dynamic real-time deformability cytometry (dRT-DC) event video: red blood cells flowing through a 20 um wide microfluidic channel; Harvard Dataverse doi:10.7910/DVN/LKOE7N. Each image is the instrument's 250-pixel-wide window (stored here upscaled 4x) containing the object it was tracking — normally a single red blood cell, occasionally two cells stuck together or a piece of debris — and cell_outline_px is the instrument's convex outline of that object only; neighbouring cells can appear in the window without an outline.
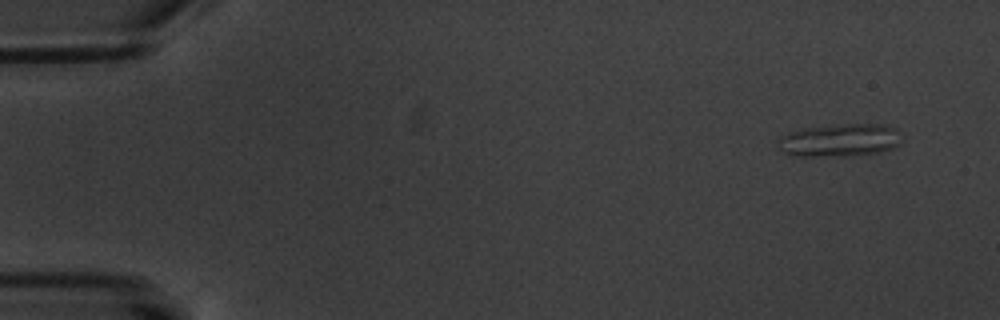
{"species": "common noctule bat (a hibernating species)", "species_latin": "Nyctalus noctula", "temperature_condition": "warm", "stored_images_in_passage": 4, "camera_frame_rate_fps": 3000, "um_per_image_px": 0.085, "animal": {"sex": "male", "body_mass_g": 20.1, "forearm_length_mm": 53.5}, "frame": {"image": 1, "passage_image": 1, "time_ms": 0.0, "image_size_px": [1000, 320], "cell_outline_px": [[904, 140], [900, 144], [892, 148], [880, 152], [848, 156], [788, 156], [780, 148], [776, 140], [780, 136], [804, 128], [836, 124], [880, 124], [896, 128], [904, 136]], "centroid_in_image_um": [71.42, 11.92], "position_along_channel_um": 13.6, "area_um2": 24.1}}
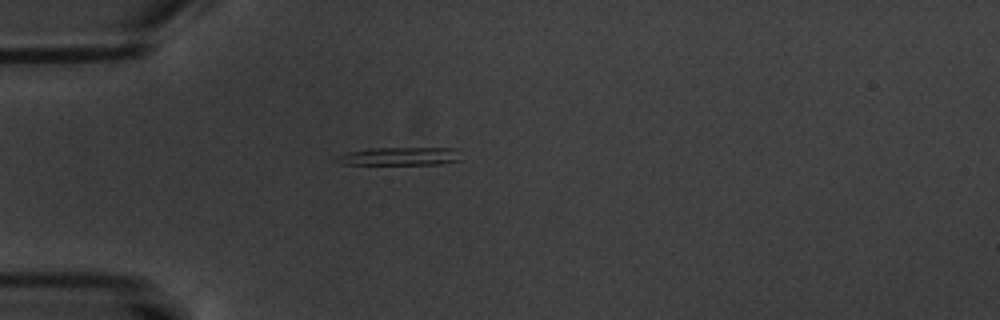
{"frame": {"image": 2, "passage_image": 4, "time_ms": 4.333, "image_size_px": [1000, 320], "cell_outline_px": [[460, 160], [440, 164], [344, 164], [336, 160], [336, 156], [348, 152], [368, 148], [456, 148]], "centroid_in_image_um": [33.98, 13.28], "position_along_channel_um": 51.0, "area_um2": 12.95}}